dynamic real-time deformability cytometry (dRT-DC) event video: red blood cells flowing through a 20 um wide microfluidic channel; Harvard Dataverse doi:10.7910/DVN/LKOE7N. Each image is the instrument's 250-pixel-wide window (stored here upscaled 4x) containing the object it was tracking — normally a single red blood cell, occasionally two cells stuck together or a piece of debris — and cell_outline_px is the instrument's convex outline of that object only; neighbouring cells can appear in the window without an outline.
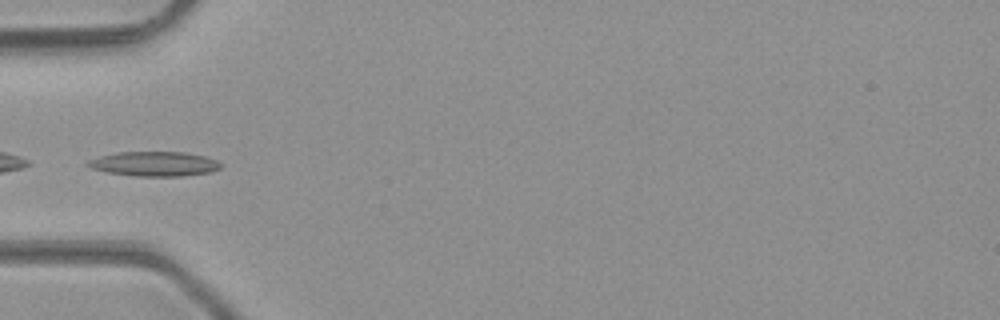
{"species": "common noctule bat (a hibernating species)", "species_latin": "Nyctalus noctula", "temperature_condition": "room temperature", "stored_images_in_passage": 32, "camera_frame_rate_fps": 3000, "um_per_image_px": 0.085, "animal": {"sex": "male", "body_mass_g": 23.1, "forearm_length_mm": 52.7}, "frame": {"image": 1, "passage_image": 1, "time_ms": 0.0, "image_size_px": [1000, 320], "cell_outline_px": [[224, 164], [220, 168], [212, 172], [180, 176], [136, 176], [108, 172], [92, 168], [84, 164], [88, 160], [100, 156], [116, 152], [184, 152], [204, 156], [216, 160]], "centroid_in_image_um": [13.14, 13.92], "position_along_channel_um": 71.9, "area_um2": 19.07}}
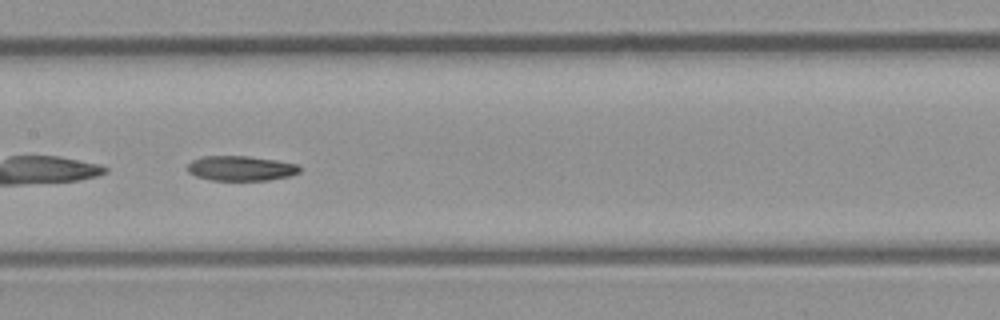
{"frame": {"image": 2, "passage_image": 9, "time_ms": 2.667, "image_size_px": [1000, 320], "cell_outline_px": [[304, 168], [300, 172], [288, 176], [268, 180], [212, 180], [196, 176], [188, 172], [188, 164], [192, 160], [200, 156], [248, 156], [276, 160], [300, 164]], "centroid_in_image_um": [20.51, 14.3], "position_along_channel_um": 186.9, "area_um2": 16.42}}
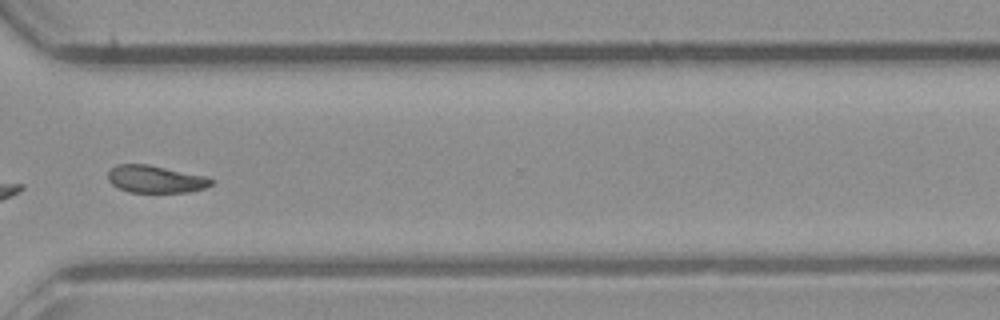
{"frame": {"image": 3, "passage_image": 21, "time_ms": 6.667, "image_size_px": [1000, 320], "cell_outline_px": [[212, 184], [204, 188], [188, 192], [128, 192], [112, 184], [108, 180], [108, 172], [116, 164], [148, 164], [208, 176], [212, 180]], "centroid_in_image_um": [13.22, 15.22], "position_along_channel_um": 357.4, "area_um2": 16.47}, "authors_computed_cell_mechanics": {"area_um2": 16.9643, "velocity_mm_per_s": 4.2682, "shape_relaxation_time_tau1_ms": null, "shape_relaxation_time_tau2_ms": 5.5963, "deformation_change_tau1": null, "deformation_change_tau2": 0.1029}}